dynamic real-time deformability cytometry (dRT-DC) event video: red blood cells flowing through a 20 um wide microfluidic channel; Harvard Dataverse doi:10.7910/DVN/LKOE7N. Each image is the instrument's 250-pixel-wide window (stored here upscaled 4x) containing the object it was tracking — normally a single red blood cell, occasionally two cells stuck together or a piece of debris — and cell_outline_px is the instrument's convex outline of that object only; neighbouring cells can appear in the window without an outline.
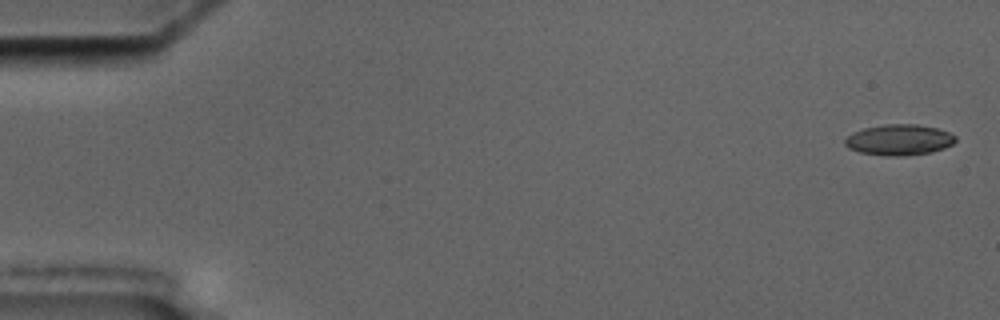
{"species": "common noctule bat (a hibernating species)", "species_latin": "Nyctalus noctula", "temperature_condition": "cold", "stored_images_in_passage": 4, "camera_frame_rate_fps": 3000, "um_per_image_px": 0.085, "animal": {"sex": "male", "body_mass_g": 17.5, "forearm_length_mm": 52.3}, "frame": {"image": 1, "passage_image": 1, "time_ms": 0.0, "image_size_px": [1000, 320], "cell_outline_px": [[956, 140], [952, 144], [944, 148], [932, 152], [900, 156], [888, 156], [860, 152], [848, 148], [844, 144], [844, 140], [852, 132], [864, 128], [884, 124], [916, 124], [936, 128], [948, 132], [956, 136]], "centroid_in_image_um": [76.41, 11.88], "position_along_channel_um": 8.6, "area_um2": 19.83}}